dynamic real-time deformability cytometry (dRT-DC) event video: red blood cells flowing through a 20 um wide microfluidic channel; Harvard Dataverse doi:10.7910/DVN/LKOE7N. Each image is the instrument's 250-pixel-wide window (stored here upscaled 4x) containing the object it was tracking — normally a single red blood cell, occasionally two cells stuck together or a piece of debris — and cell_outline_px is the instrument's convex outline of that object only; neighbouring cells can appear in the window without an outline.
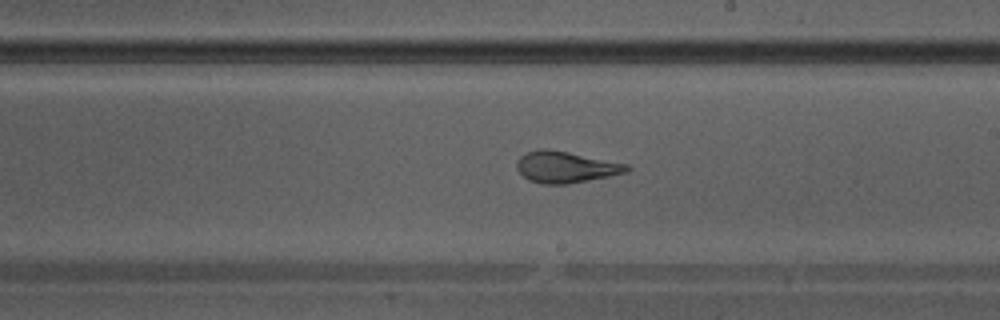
{"species": "Egyptian fruit bat (a non-hibernating species)", "species_latin": "Rousettus aegyptiacus", "temperature_condition": "warm", "stored_images_in_passage": 39, "camera_frame_rate_fps": 3000, "um_per_image_px": 0.085, "animal": {"sex": "male"}, "frame": {"image": 1, "passage_image": 23, "time_ms": 7.333, "image_size_px": [1000, 320], "cell_outline_px": [[632, 168], [628, 172], [568, 184], [544, 184], [528, 180], [516, 168], [516, 160], [524, 152], [540, 148], [548, 148], [628, 164]], "centroid_in_image_um": [48.05, 14.19], "position_along_channel_um": 240.9, "area_um2": 20.23}}